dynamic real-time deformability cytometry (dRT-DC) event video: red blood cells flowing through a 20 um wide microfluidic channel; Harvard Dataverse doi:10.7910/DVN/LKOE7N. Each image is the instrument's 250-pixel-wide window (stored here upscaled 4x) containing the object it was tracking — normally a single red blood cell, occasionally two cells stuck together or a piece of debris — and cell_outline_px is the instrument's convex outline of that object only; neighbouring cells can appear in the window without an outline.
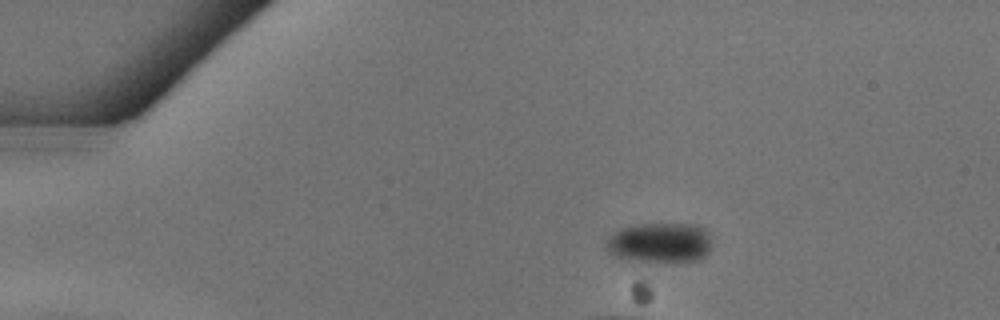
{"species": "common noctule bat (a hibernating species)", "species_latin": "Nyctalus noctula", "temperature_condition": "warm", "stored_images_in_passage": 4, "camera_frame_rate_fps": 3000, "um_per_image_px": 0.085, "animal": {"sex": "female"}, "frame": {"image": 1, "passage_image": 1, "time_ms": 0.0, "image_size_px": [1000, 320], "cell_outline_px": [[712, 244], [708, 252], [700, 260], [632, 260], [616, 256], [608, 252], [604, 244], [620, 228], [636, 224], [696, 224], [704, 228], [708, 232]], "centroid_in_image_um": [56.12, 20.6], "position_along_channel_um": 28.9, "area_um2": 24.28}}